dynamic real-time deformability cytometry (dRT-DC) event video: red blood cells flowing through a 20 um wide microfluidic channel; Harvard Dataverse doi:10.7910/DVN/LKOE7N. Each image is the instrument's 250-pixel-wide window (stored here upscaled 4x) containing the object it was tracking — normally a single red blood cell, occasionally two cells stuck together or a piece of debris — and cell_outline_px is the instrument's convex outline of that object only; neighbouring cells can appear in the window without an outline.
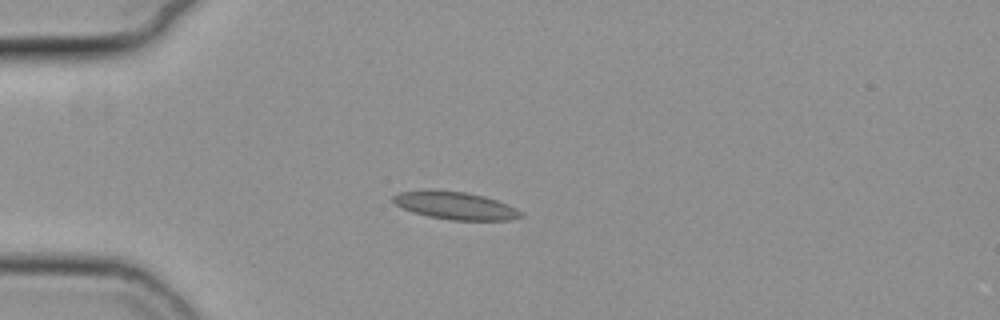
{"species": "common noctule bat (a hibernating species)", "species_latin": "Nyctalus noctula", "temperature_condition": "cold", "stored_images_in_passage": 41, "camera_frame_rate_fps": 3000, "um_per_image_px": 0.085, "animal": {"sex": "female", "body_mass_g": 19.3, "forearm_length_mm": 54.1}, "frame": {"image": 1, "passage_image": 1, "time_ms": 0.0, "image_size_px": [1000, 320], "cell_outline_px": [[524, 216], [512, 220], [452, 220], [428, 216], [412, 212], [396, 204], [392, 200], [392, 196], [400, 192], [424, 188], [428, 188], [468, 192], [484, 196], [508, 204], [524, 212]], "centroid_in_image_um": [38.7, 17.45], "position_along_channel_um": 46.3, "area_um2": 21.04}}
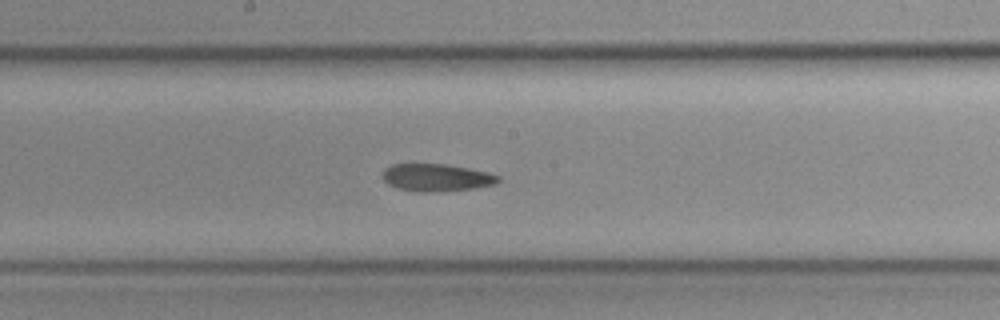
{"frame": {"image": 2, "passage_image": 16, "time_ms": 5.0, "image_size_px": [1000, 320], "cell_outline_px": [[500, 180], [496, 184], [472, 188], [436, 192], [416, 192], [396, 188], [388, 184], [380, 176], [384, 168], [392, 164], [444, 164], [468, 168], [488, 172], [500, 176]], "centroid_in_image_um": [37.05, 15.09], "position_along_channel_um": 211.1, "area_um2": 18.67}}
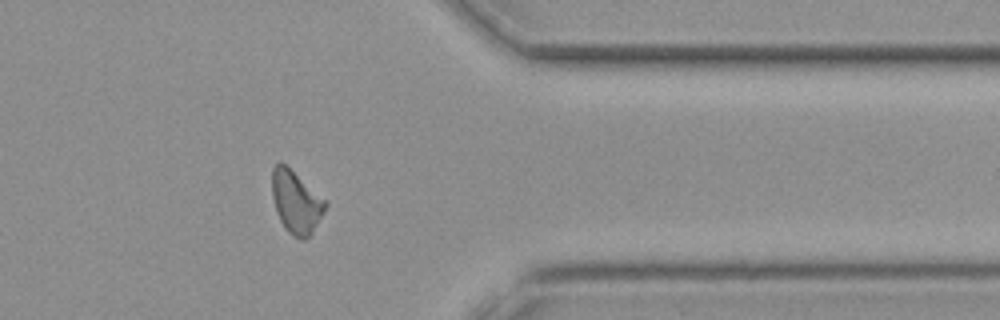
{"frame": {"image": 3, "passage_image": 31, "time_ms": 10.0, "image_size_px": [1000, 320], "cell_outline_px": [[328, 204], [324, 212], [312, 232], [304, 240], [300, 240], [292, 236], [284, 228], [276, 212], [272, 196], [272, 168], [280, 160], [324, 200]], "centroid_in_image_um": [25.13, 17.2], "position_along_channel_um": 386.3, "area_um2": 19.07}, "authors_computed_cell_mechanics": {"area_um2": 19.1318, "velocity_mm_per_s": 3.7631, "shape_relaxation_time_tau1_ms": null, "shape_relaxation_time_tau2_ms": 8.2734, "deformation_change_tau1": null, "deformation_change_tau2": 0.1222}}